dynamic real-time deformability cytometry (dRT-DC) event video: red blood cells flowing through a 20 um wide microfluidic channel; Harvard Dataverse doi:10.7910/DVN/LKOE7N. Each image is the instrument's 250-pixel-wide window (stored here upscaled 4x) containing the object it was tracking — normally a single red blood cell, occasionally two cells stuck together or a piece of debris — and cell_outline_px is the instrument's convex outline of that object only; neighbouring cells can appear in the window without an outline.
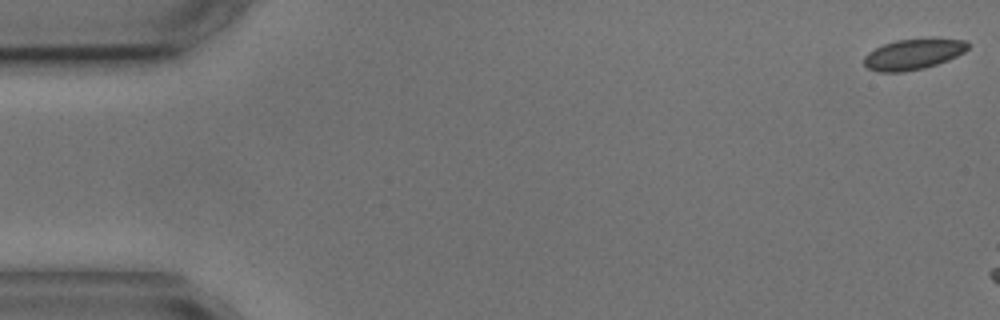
{"species": "common noctule bat (a hibernating species)", "species_latin": "Nyctalus noctula", "temperature_condition": "cold", "stored_images_in_passage": 3, "camera_frame_rate_fps": 3000, "um_per_image_px": 0.085, "animal": {"sex": "male", "body_mass_g": 17.9, "forearm_length_mm": 54.2}, "frame": {"image": 1, "passage_image": 1, "time_ms": 0.0, "image_size_px": [1000, 320], "cell_outline_px": [[968, 48], [964, 52], [948, 60], [924, 68], [904, 72], [880, 72], [868, 68], [864, 64], [864, 56], [868, 52], [884, 44], [896, 40], [968, 40]], "centroid_in_image_um": [77.59, 4.64], "position_along_channel_um": 7.4, "area_um2": 18.03}}